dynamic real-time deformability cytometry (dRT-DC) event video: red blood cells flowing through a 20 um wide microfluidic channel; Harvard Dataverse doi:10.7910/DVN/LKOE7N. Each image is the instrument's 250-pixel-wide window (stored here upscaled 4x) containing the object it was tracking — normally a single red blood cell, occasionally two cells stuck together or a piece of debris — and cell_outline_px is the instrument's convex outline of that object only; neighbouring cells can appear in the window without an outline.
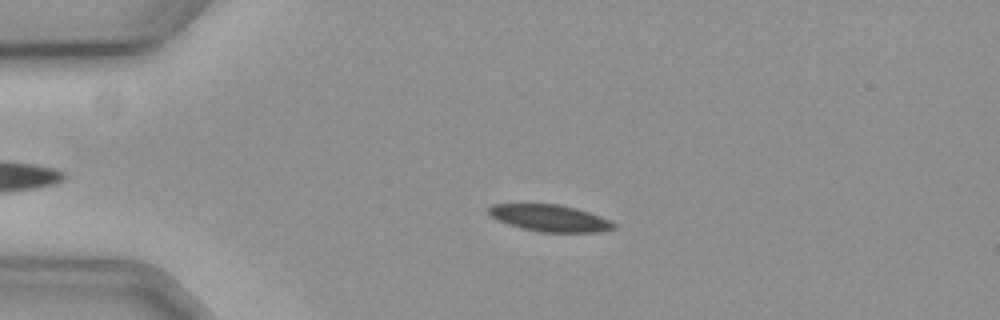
{"species": "common noctule bat (a hibernating species)", "species_latin": "Nyctalus noctula", "temperature_condition": "cold", "stored_images_in_passage": 41, "camera_frame_rate_fps": 3000, "um_per_image_px": 0.085, "animal": {"sex": "female", "body_mass_g": 19.3, "forearm_length_mm": 54.1}, "frame": {"image": 1, "passage_image": 13, "time_ms": 4.0, "image_size_px": [1000, 320], "cell_outline_px": [[616, 228], [600, 232], [540, 232], [508, 224], [496, 220], [488, 212], [488, 208], [492, 204], [556, 204], [576, 208], [600, 216], [616, 224]], "centroid_in_image_um": [46.73, 18.54], "position_along_channel_um": 38.3, "area_um2": 19.36}}
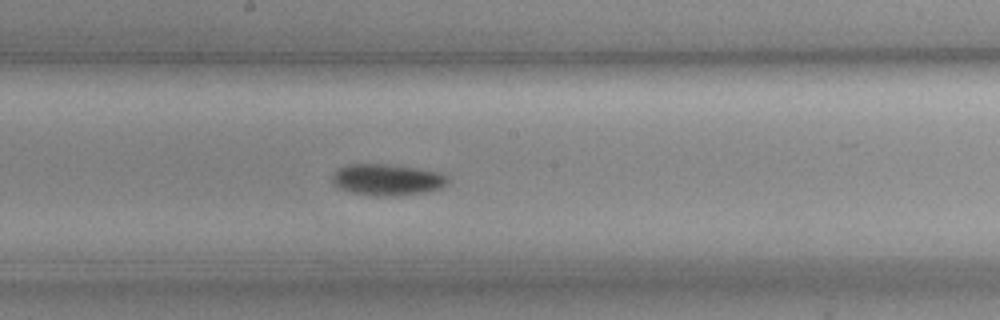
{"frame": {"image": 2, "passage_image": 31, "time_ms": 10.0, "image_size_px": [1000, 320], "cell_outline_px": [[448, 180], [440, 188], [428, 192], [400, 196], [368, 196], [336, 188], [332, 184], [332, 176], [340, 168], [348, 164], [384, 164], [416, 168], [440, 172], [448, 176]], "centroid_in_image_um": [32.89, 15.29], "position_along_channel_um": 215.3, "area_um2": 21.33}}
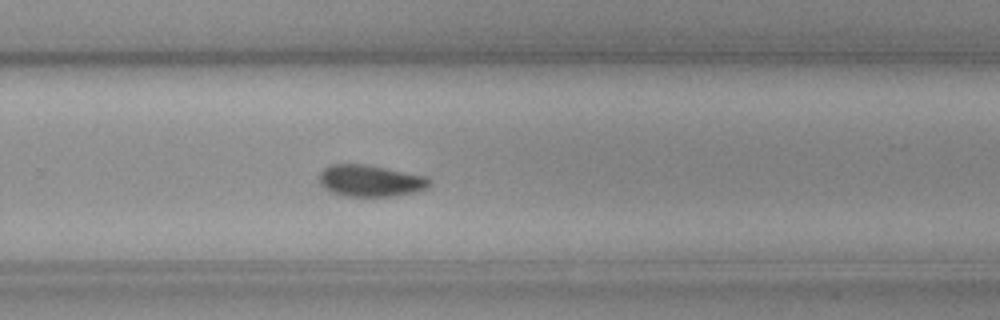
{"frame": {"image": 3, "passage_image": 38, "time_ms": 12.333, "image_size_px": [1000, 320], "cell_outline_px": [[432, 184], [428, 188], [416, 192], [392, 196], [344, 196], [332, 192], [324, 188], [320, 184], [320, 172], [328, 164], [364, 164], [428, 176], [432, 180]], "centroid_in_image_um": [31.52, 15.36], "position_along_channel_um": 298.3, "area_um2": 20.52}}